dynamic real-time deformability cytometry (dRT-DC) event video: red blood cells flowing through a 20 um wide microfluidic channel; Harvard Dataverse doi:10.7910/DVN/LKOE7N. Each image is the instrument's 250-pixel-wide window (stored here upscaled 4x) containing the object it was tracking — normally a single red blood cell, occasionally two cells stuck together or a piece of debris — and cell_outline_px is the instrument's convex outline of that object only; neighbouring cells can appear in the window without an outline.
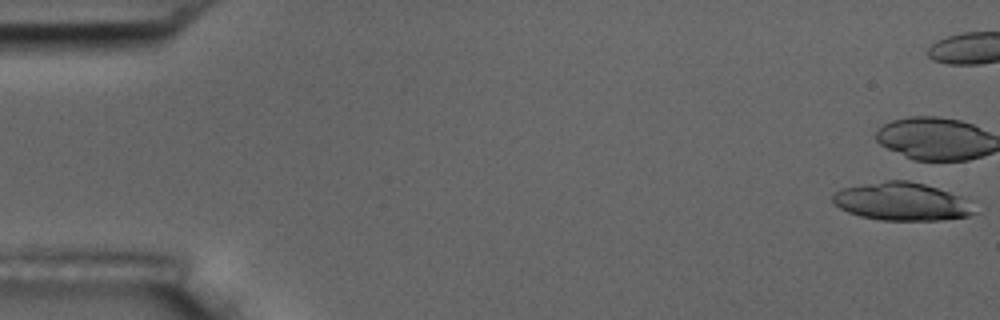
{"species": "common noctule bat (a hibernating species)", "species_latin": "Nyctalus noctula", "temperature_condition": "room temperature", "stored_images_in_passage": 6, "camera_frame_rate_fps": 3000, "um_per_image_px": 0.085, "animal": {"sex": "male", "body_mass_g": 17.5, "forearm_length_mm": 52.3}, "frame": {"image": 1, "passage_image": 1, "time_ms": 0.0, "image_size_px": [1000, 320], "cell_outline_px": [[980, 212], [968, 216], [940, 220], [880, 220], [860, 216], [848, 212], [832, 204], [832, 196], [840, 188], [888, 180], [908, 180], [924, 184], [960, 196]], "centroid_in_image_um": [76.63, 17.14], "position_along_channel_um": 8.4, "area_um2": 31.27}}
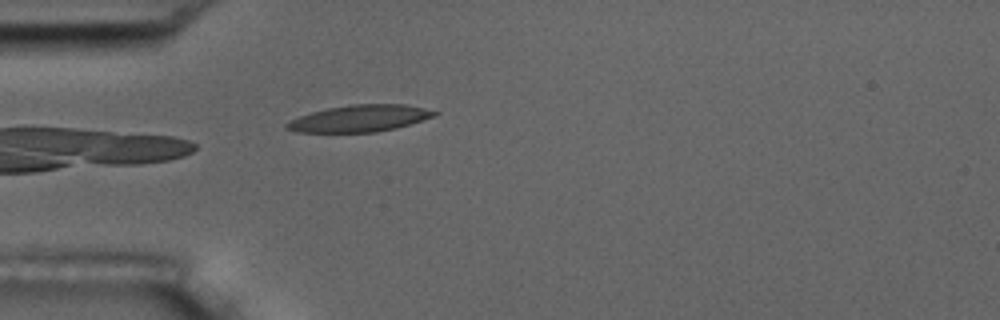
{"frame": {"image": 2, "passage_image": 6, "time_ms": 1.667, "image_size_px": [1000, 320], "cell_outline_px": [[440, 112], [436, 116], [396, 128], [376, 132], [296, 132], [284, 128], [284, 124], [288, 120], [312, 112], [328, 108], [352, 104], [404, 104], [424, 108]], "centroid_in_image_um": [30.56, 10.06], "position_along_channel_um": 54.4, "area_um2": 23.06}}